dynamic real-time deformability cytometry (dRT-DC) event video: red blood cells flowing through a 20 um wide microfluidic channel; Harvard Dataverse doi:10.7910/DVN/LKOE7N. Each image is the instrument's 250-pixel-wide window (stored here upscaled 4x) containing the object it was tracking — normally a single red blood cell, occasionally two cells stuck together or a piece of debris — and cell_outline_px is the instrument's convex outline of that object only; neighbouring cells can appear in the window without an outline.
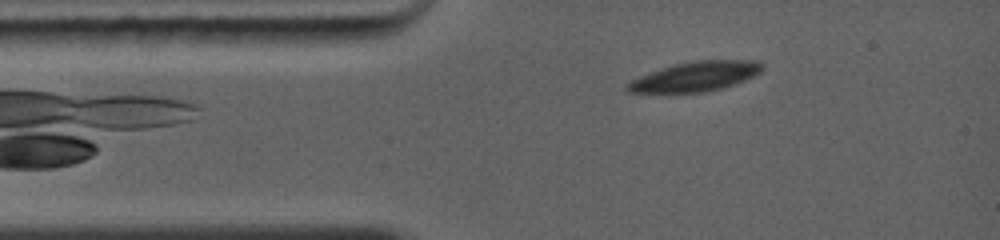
{"species": "common noctule bat (a hibernating species)", "species_latin": "Nyctalus noctula", "temperature_condition": "warm", "stored_images_in_passage": 2, "camera_frame_rate_fps": 5000, "um_per_image_px": 0.085, "animal": {"sex": "female", "body_mass_g": 19.0, "forearm_length_mm": 56.7}, "frame": {"image": 1, "passage_image": 1, "time_ms": 0.0, "image_size_px": [1000, 240], "cell_outline_px": [[764, 68], [760, 72], [736, 84], [704, 92], [628, 92], [624, 88], [624, 84], [640, 76], [672, 64], [692, 60], [760, 60], [764, 64]], "centroid_in_image_um": [59.12, 6.48], "position_along_channel_um": 25.9, "area_um2": 23.35}}